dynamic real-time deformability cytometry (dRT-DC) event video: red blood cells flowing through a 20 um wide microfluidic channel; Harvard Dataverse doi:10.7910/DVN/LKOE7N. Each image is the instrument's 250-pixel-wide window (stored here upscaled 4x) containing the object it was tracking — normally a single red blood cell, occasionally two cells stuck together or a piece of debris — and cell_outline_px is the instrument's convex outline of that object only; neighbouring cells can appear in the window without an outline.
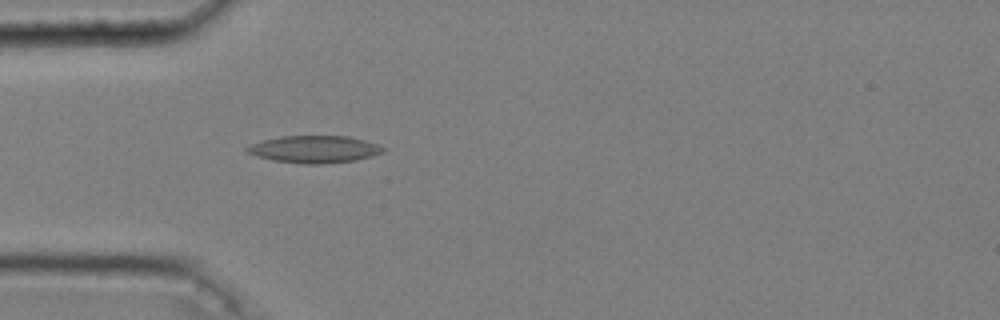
{"species": "common noctule bat (a hibernating species)", "species_latin": "Nyctalus noctula", "temperature_condition": "cold", "stored_images_in_passage": 50, "camera_frame_rate_fps": 3000, "um_per_image_px": 0.085, "animal": {"sex": "male", "body_mass_g": 20.4}, "frame": {"image": 1, "passage_image": 15, "time_ms": 4.667, "image_size_px": [1000, 320], "cell_outline_px": [[384, 152], [372, 156], [356, 160], [324, 164], [304, 164], [272, 160], [256, 156], [244, 152], [244, 148], [252, 144], [264, 140], [284, 136], [348, 136], [364, 140], [376, 144], [384, 148]], "centroid_in_image_um": [26.7, 12.69], "position_along_channel_um": 58.3, "area_um2": 21.56}}
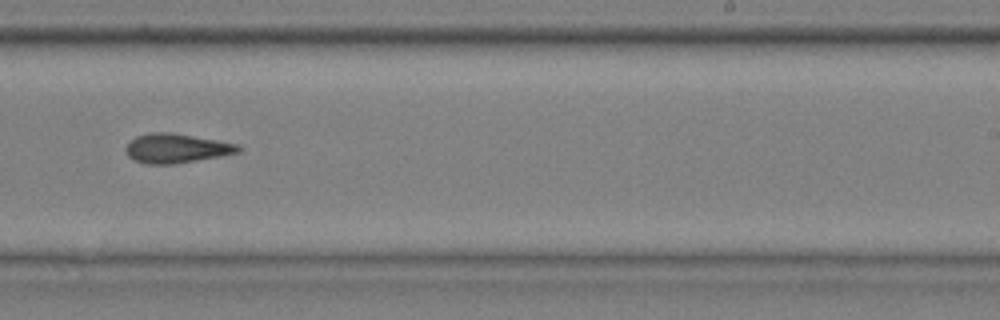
{"frame": {"image": 2, "passage_image": 33, "time_ms": 10.667, "image_size_px": [1000, 320], "cell_outline_px": [[240, 152], [220, 156], [172, 164], [148, 164], [132, 160], [128, 156], [124, 148], [136, 136], [148, 132], [172, 132], [240, 144]], "centroid_in_image_um": [14.97, 12.6], "position_along_channel_um": 274.0, "area_um2": 19.25}}
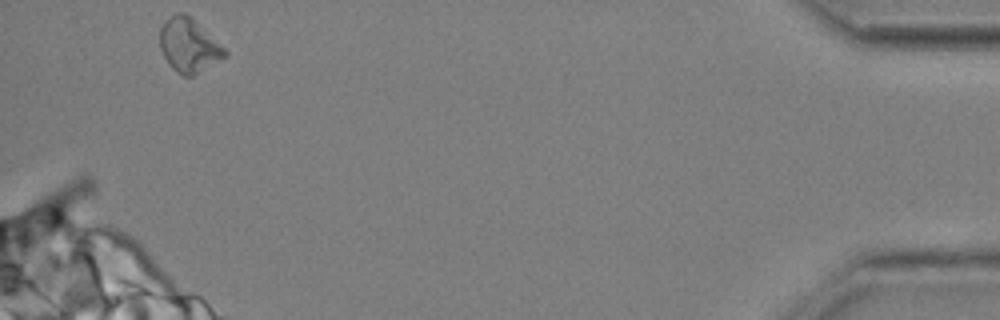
{"frame": {"image": 3, "passage_image": 50, "time_ms": 16.333, "image_size_px": [1000, 320], "cell_outline_px": [[228, 56], [192, 76], [184, 76], [176, 72], [168, 64], [160, 48], [160, 28], [164, 20], [176, 12], [184, 12], [192, 16], [228, 52]], "centroid_in_image_um": [16.04, 3.83], "position_along_channel_um": 419.2, "area_um2": 20.58}, "authors_computed_cell_mechanics": {"area_um2": 19.5942, "velocity_mm_per_s": 3.6445, "shape_relaxation_time_tau1_ms": null, "shape_relaxation_time_tau2_ms": 6.5554, "deformation_change_tau1": null, "deformation_change_tau2": 0.1699}}